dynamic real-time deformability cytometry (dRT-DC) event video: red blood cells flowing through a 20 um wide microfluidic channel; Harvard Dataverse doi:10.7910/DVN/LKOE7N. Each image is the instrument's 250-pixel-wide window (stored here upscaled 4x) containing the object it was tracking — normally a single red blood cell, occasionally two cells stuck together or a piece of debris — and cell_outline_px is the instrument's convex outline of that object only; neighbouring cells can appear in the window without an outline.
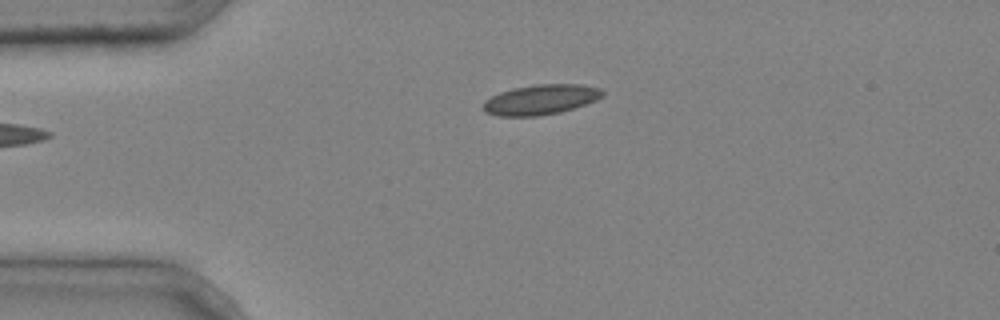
{"species": "common noctule bat (a hibernating species)", "species_latin": "Nyctalus noctula", "temperature_condition": "cold", "stored_images_in_passage": 2, "camera_frame_rate_fps": 3000, "um_per_image_px": 0.085, "animal": {"sex": "male", "body_mass_g": 20.4}, "frame": {"image": 1, "passage_image": 1, "time_ms": 0.0, "image_size_px": [1000, 320], "cell_outline_px": [[604, 96], [596, 100], [560, 112], [536, 116], [496, 116], [484, 112], [480, 108], [484, 100], [500, 92], [512, 88], [540, 84], [580, 84], [600, 88], [604, 92]], "centroid_in_image_um": [45.91, 8.47], "position_along_channel_um": 39.1, "area_um2": 20.98}}